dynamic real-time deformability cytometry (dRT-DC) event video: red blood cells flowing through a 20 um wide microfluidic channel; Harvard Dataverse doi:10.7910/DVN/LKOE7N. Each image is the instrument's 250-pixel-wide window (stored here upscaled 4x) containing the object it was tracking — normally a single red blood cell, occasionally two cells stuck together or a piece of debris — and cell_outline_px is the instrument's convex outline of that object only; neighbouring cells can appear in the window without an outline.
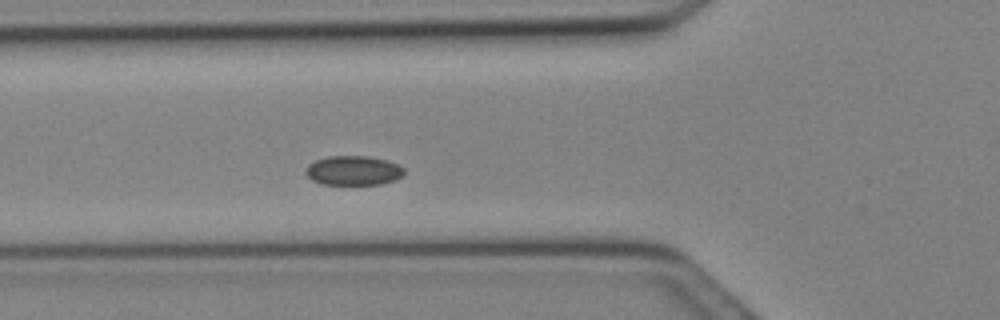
{"species": "Egyptian fruit bat (a non-hibernating species)", "species_latin": "Rousettus aegyptiacus", "temperature_condition": "cold", "stored_images_in_passage": 29, "camera_frame_rate_fps": 3000, "um_per_image_px": 0.085, "animal": {"sex": "female"}, "frame": {"image": 1, "passage_image": 8, "time_ms": 2.333, "image_size_px": [1000, 320], "cell_outline_px": [[404, 176], [396, 180], [380, 184], [320, 184], [312, 180], [304, 172], [308, 164], [316, 160], [328, 156], [368, 156], [388, 160], [400, 164], [404, 168]], "centroid_in_image_um": [30.07, 14.49], "position_along_channel_um": 95.7, "area_um2": 17.11}}
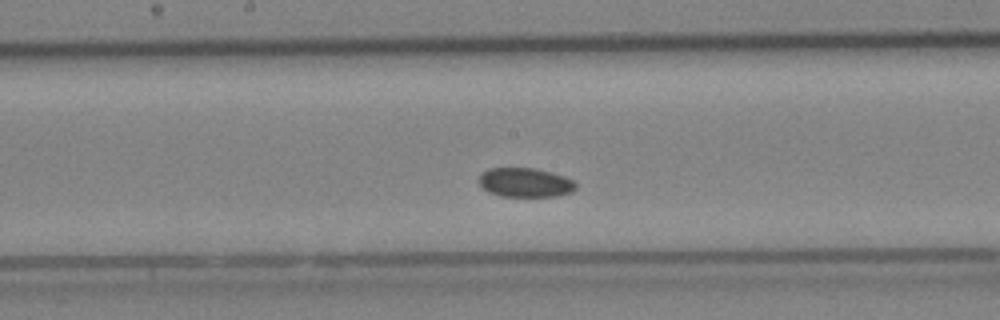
{"frame": {"image": 2, "passage_image": 13, "time_ms": 4.0, "image_size_px": [1000, 320], "cell_outline_px": [[576, 188], [572, 192], [556, 196], [500, 196], [488, 192], [480, 184], [480, 176], [488, 168], [532, 168], [564, 176], [572, 180], [576, 184]], "centroid_in_image_um": [44.64, 15.52], "position_along_channel_um": 203.6, "area_um2": 16.24}}
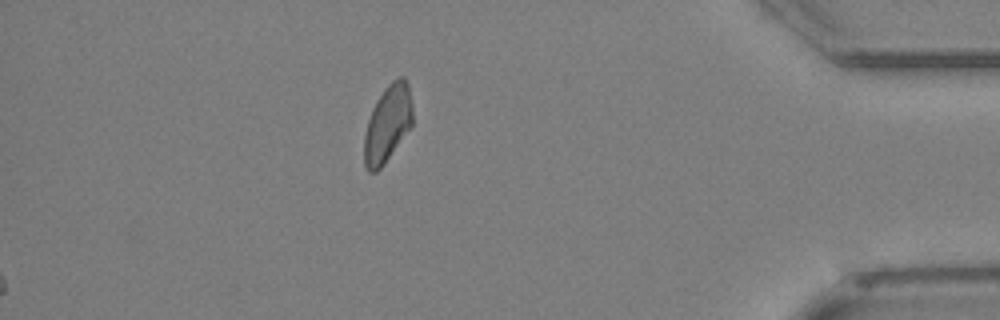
{"frame": {"image": 3, "passage_image": 29, "time_ms": 9.333, "image_size_px": [1000, 320], "cell_outline_px": [[412, 124], [384, 164], [376, 172], [368, 172], [364, 164], [364, 136], [368, 120], [372, 108], [376, 100], [388, 84], [392, 80], [400, 76], [404, 76], [408, 84], [412, 104]], "centroid_in_image_um": [32.93, 10.5], "position_along_channel_um": 402.3, "area_um2": 21.56}}